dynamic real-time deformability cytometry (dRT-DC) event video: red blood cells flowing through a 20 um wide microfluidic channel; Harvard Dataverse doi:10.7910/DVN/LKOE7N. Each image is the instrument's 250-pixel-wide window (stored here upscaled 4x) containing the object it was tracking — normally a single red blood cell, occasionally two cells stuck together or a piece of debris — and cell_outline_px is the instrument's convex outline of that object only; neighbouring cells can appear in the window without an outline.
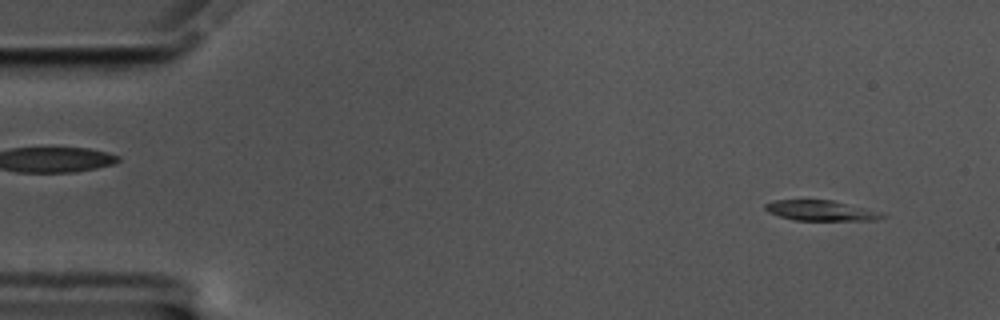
{"species": "common noctule bat (a hibernating species)", "species_latin": "Nyctalus noctula", "temperature_condition": "cold", "stored_images_in_passage": 56, "camera_frame_rate_fps": 3000, "um_per_image_px": 0.085, "animal": {"sex": "male", "body_mass_g": 17.5, "forearm_length_mm": 52.3}, "frame": {"image": 1, "passage_image": 4, "time_ms": 1.0, "image_size_px": [1000, 320], "cell_outline_px": [[888, 216], [876, 220], [796, 220], [780, 216], [768, 212], [764, 208], [764, 204], [776, 200], [832, 200], [864, 208]], "centroid_in_image_um": [69.72, 17.9], "position_along_channel_um": 15.3, "area_um2": 13.53}}
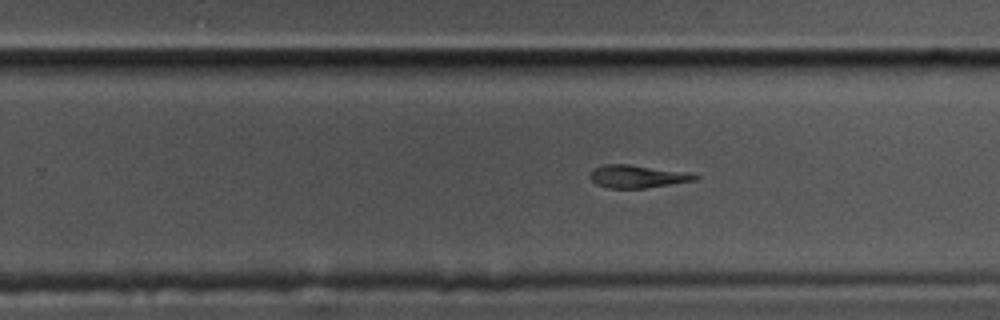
{"frame": {"image": 2, "passage_image": 35, "time_ms": 11.333, "image_size_px": [1000, 320], "cell_outline_px": [[700, 176], [696, 180], [644, 188], [608, 188], [596, 184], [588, 176], [592, 168], [604, 164], [628, 164], [684, 172]], "centroid_in_image_um": [54.09, 14.99], "position_along_channel_um": 275.7, "area_um2": 13.81}}
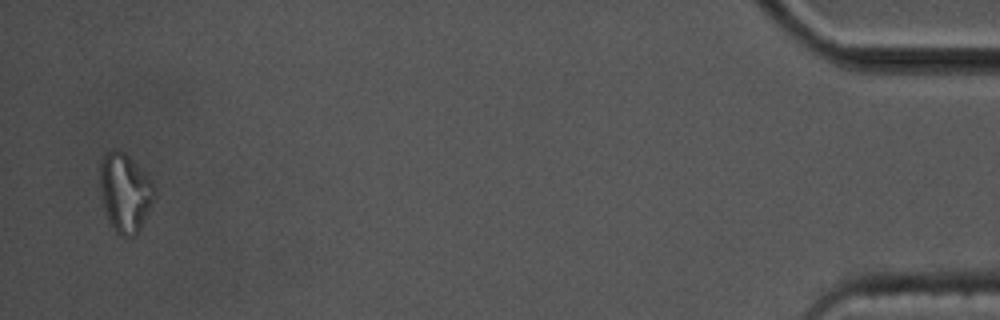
{"frame": {"image": 3, "passage_image": 55, "time_ms": 18.0, "image_size_px": [1000, 320], "cell_outline_px": [[156, 188], [152, 204], [140, 232], [136, 236], [120, 236], [116, 232], [104, 208], [100, 184], [100, 160], [112, 148], [116, 148], [124, 152], [152, 180]], "centroid_in_image_um": [10.65, 16.37], "position_along_channel_um": 424.5, "area_um2": 24.91}}